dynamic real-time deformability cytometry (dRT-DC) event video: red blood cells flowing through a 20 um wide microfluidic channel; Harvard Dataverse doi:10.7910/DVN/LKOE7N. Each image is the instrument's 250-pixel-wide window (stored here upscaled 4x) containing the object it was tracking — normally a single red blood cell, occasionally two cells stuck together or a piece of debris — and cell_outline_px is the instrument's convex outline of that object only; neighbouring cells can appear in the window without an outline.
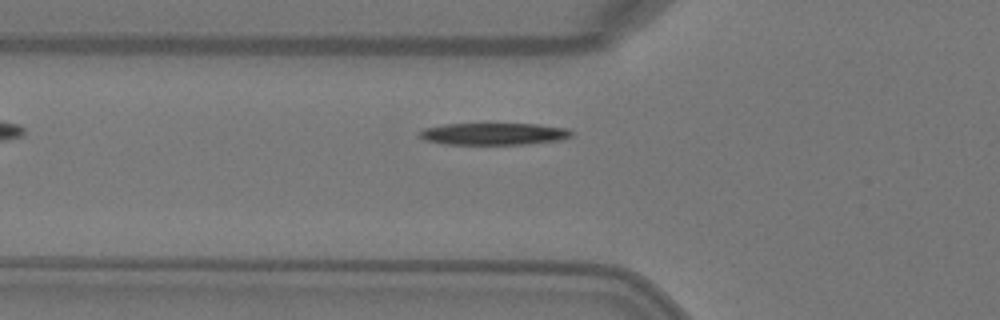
{"species": "Egyptian fruit bat (a non-hibernating species)", "species_latin": "Rousettus aegyptiacus", "temperature_condition": "warm", "stored_images_in_passage": 4, "camera_frame_rate_fps": 3000, "um_per_image_px": 0.085, "animal": {"sex": "female"}, "frame": {"image": 1, "passage_image": 4, "time_ms": 1.0, "image_size_px": [1000, 320], "cell_outline_px": [[572, 136], [564, 140], [528, 144], [444, 144], [424, 140], [420, 136], [420, 132], [424, 128], [444, 124], [492, 120], [536, 124], [568, 128], [572, 132]], "centroid_in_image_um": [42.0, 11.32], "position_along_channel_um": 83.8, "area_um2": 20.87}}